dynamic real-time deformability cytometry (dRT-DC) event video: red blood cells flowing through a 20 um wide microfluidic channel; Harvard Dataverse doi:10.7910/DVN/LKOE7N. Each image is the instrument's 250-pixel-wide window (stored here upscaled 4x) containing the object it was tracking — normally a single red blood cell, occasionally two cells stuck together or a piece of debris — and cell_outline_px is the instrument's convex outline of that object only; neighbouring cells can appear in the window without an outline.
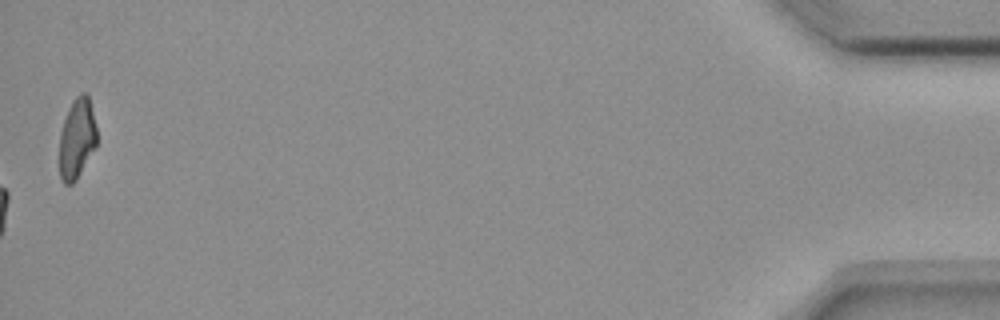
{"species": "common noctule bat (a hibernating species)", "species_latin": "Nyctalus noctula", "temperature_condition": "room temperature", "stored_images_in_passage": 56, "camera_frame_rate_fps": 3000, "um_per_image_px": 0.085, "animal": {"sex": "female", "body_mass_g": 18.4}, "frame": {"image": 1, "passage_image": 56, "time_ms": 18.333, "image_size_px": [1000, 320], "cell_outline_px": [[96, 148], [76, 180], [72, 184], [64, 184], [60, 180], [60, 132], [64, 120], [72, 100], [80, 92], [88, 92], [96, 128]], "centroid_in_image_um": [6.54, 11.77], "position_along_channel_um": 428.7, "area_um2": 17.63}}